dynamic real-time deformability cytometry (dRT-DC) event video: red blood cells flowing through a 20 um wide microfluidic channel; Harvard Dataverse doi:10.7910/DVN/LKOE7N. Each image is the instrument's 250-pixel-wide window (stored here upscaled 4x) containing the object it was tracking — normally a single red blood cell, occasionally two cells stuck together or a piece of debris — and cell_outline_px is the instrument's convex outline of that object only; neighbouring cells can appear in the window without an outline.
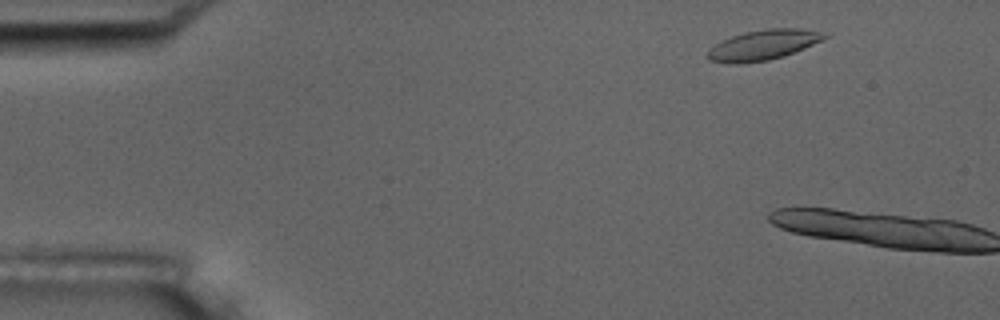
{"species": "common noctule bat (a hibernating species)", "species_latin": "Nyctalus noctula", "temperature_condition": "room temperature", "stored_images_in_passage": 3, "camera_frame_rate_fps": 3000, "um_per_image_px": 0.085, "animal": {"sex": "male", "body_mass_g": 17.5, "forearm_length_mm": 52.3}, "frame": {"image": 1, "passage_image": 2, "time_ms": 1.0, "image_size_px": [1000, 320], "cell_outline_px": [[828, 36], [804, 48], [784, 56], [768, 60], [740, 64], [728, 64], [708, 60], [704, 56], [708, 48], [720, 40], [744, 32], [764, 28], [800, 28], [820, 32]], "centroid_in_image_um": [64.74, 3.83], "position_along_channel_um": 20.3, "area_um2": 20.75}}